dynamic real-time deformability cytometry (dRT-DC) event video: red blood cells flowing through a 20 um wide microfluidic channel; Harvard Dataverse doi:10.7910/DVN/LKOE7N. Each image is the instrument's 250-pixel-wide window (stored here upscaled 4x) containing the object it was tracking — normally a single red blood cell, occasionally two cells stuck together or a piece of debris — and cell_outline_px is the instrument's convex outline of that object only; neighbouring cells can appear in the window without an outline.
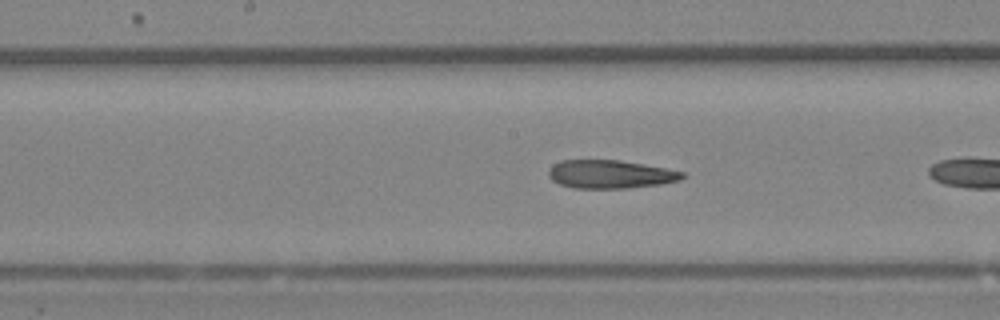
{"species": "Egyptian fruit bat (a non-hibernating species)", "species_latin": "Rousettus aegyptiacus", "temperature_condition": "room temperature", "stored_images_in_passage": 12, "camera_frame_rate_fps": 3000, "um_per_image_px": 0.085, "animal": {"sex": "female"}, "frame": {"image": 1, "passage_image": 10, "time_ms": 3.0, "image_size_px": [1000, 320], "cell_outline_px": [[684, 176], [680, 180], [660, 184], [628, 188], [572, 188], [560, 184], [552, 180], [548, 176], [548, 168], [552, 164], [560, 160], [620, 160], [664, 168], [684, 172]], "centroid_in_image_um": [51.81, 14.81], "position_along_channel_um": 196.4, "area_um2": 22.08}}